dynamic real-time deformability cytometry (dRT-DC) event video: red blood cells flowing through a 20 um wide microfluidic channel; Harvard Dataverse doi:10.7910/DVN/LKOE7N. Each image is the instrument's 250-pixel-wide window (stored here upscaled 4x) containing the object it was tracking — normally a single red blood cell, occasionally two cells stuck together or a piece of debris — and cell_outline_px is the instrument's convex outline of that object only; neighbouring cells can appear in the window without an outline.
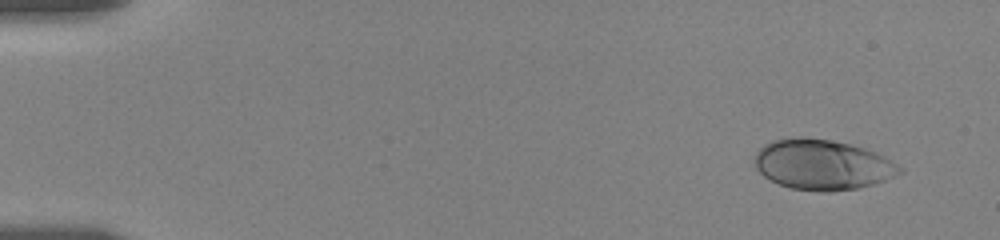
{"species": "human", "species_latin": "Homo sapiens", "temperature_condition": "room temperature", "stored_images_in_passage": 15, "camera_frame_rate_fps": 3000, "um_per_image_px": 0.085, "donor": {"sex": "female"}, "frame": {"image": 1, "passage_image": 2, "time_ms": 0.667, "image_size_px": [1000, 240], "cell_outline_px": [[904, 172], [876, 184], [856, 188], [828, 192], [824, 192], [792, 188], [780, 184], [764, 176], [756, 168], [756, 152], [764, 144], [772, 140], [800, 136], [804, 136], [828, 140], [848, 144], [864, 148], [876, 152], [884, 156], [904, 168]], "centroid_in_image_um": [69.94, 13.99], "position_along_channel_um": 15.1, "area_um2": 42.43}}
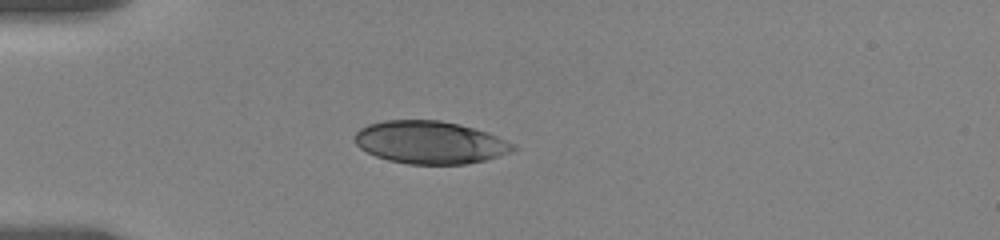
{"frame": {"image": 2, "passage_image": 12, "time_ms": 4.667, "image_size_px": [1000, 240], "cell_outline_px": [[520, 148], [484, 160], [468, 164], [408, 164], [388, 160], [376, 156], [360, 148], [356, 144], [356, 132], [360, 128], [368, 124], [384, 120], [440, 120], [460, 124], [488, 132], [516, 144]], "centroid_in_image_um": [36.57, 12.1], "position_along_channel_um": 48.4, "area_um2": 39.42}}
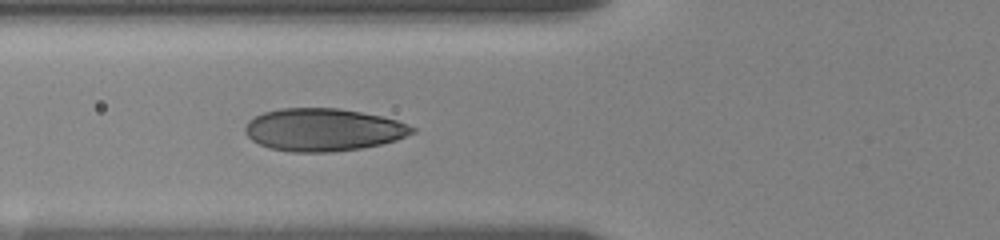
{"frame": {"image": 3, "passage_image": 15, "time_ms": 6.667, "image_size_px": [1000, 240], "cell_outline_px": [[416, 132], [396, 140], [380, 144], [360, 148], [332, 152], [292, 152], [272, 148], [260, 144], [252, 140], [244, 132], [244, 128], [248, 120], [264, 112], [280, 108], [336, 108], [360, 112], [380, 116], [396, 120], [416, 128]], "centroid_in_image_um": [27.46, 11.03], "position_along_channel_um": 98.3, "area_um2": 41.33}}